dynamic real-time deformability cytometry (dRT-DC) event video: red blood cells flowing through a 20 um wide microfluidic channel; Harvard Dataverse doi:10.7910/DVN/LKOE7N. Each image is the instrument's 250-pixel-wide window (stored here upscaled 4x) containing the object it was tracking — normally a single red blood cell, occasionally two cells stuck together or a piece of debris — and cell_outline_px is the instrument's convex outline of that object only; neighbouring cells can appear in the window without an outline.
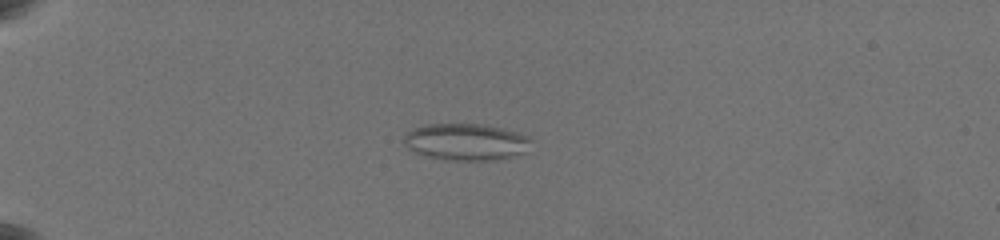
{"species": "common noctule bat (a hibernating species)", "species_latin": "Nyctalus noctula", "temperature_condition": "warm", "stored_images_in_passage": 18, "camera_frame_rate_fps": 3000, "um_per_image_px": 0.085, "animal": {"sex": "female", "body_mass_g": 19.5, "forearm_length_mm": 54.1}, "frame": {"image": 1, "passage_image": 11, "time_ms": 5.667, "image_size_px": [1000, 240], "cell_outline_px": [[532, 140], [524, 152], [508, 156], [488, 160], [444, 160], [424, 156], [412, 152], [404, 144], [404, 136], [412, 128], [428, 124], [484, 124], [532, 136]], "centroid_in_image_um": [39.55, 12.05], "position_along_channel_um": 45.4, "area_um2": 27.22}}
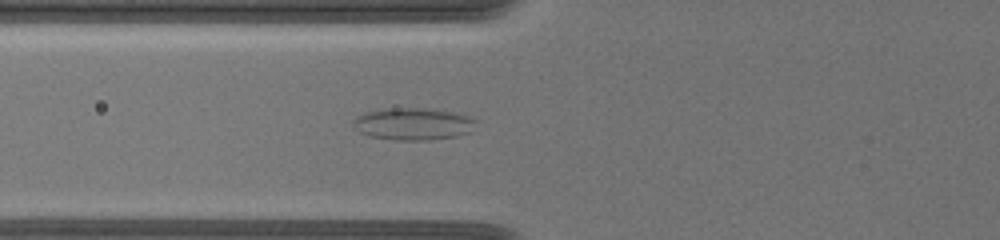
{"frame": {"image": 2, "passage_image": 16, "time_ms": 8.333, "image_size_px": [1000, 240], "cell_outline_px": [[476, 120], [468, 132], [456, 136], [428, 140], [396, 140], [368, 136], [352, 128], [352, 120], [356, 116], [364, 112], [380, 108], [424, 108], [452, 112], [468, 116]], "centroid_in_image_um": [35.0, 10.52], "position_along_channel_um": 90.8, "area_um2": 23.06}}
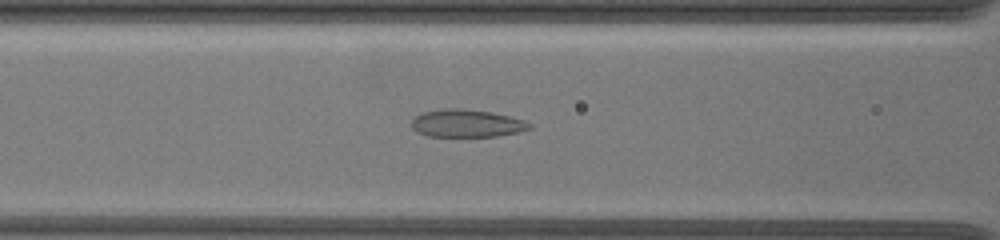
{"frame": {"image": 3, "passage_image": 18, "time_ms": 9.333, "image_size_px": [1000, 240], "cell_outline_px": [[532, 128], [520, 132], [496, 136], [428, 136], [416, 132], [408, 124], [416, 116], [424, 112], [444, 108], [460, 108], [492, 112], [524, 120], [532, 124]], "centroid_in_image_um": [39.66, 10.48], "position_along_channel_um": 126.9, "area_um2": 19.13}}